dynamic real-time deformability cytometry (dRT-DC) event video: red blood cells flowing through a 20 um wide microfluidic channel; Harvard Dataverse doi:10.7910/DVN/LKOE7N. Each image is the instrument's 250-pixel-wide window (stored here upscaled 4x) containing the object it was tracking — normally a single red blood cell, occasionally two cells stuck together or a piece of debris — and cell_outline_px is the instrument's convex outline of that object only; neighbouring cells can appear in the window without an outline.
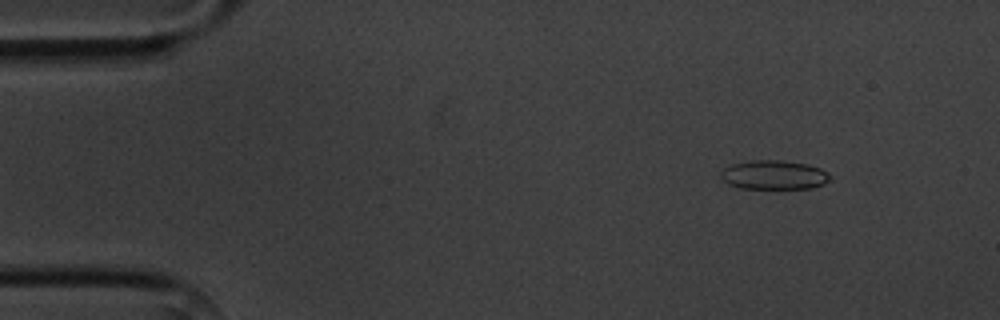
{"species": "common noctule bat (a hibernating species)", "species_latin": "Nyctalus noctula", "temperature_condition": "cold", "stored_images_in_passage": 8, "camera_frame_rate_fps": 3000, "um_per_image_px": 0.085, "animal": {"sex": "male", "body_mass_g": 20.1, "forearm_length_mm": 53.5}, "frame": {"image": 1, "passage_image": 2, "time_ms": 1.0, "image_size_px": [1000, 320], "cell_outline_px": [[832, 176], [824, 184], [812, 188], [740, 188], [728, 184], [720, 176], [720, 172], [724, 168], [732, 164], [752, 160], [784, 160], [808, 164], [820, 168], [828, 172]], "centroid_in_image_um": [65.8, 14.86], "position_along_channel_um": 19.2, "area_um2": 18.61}}
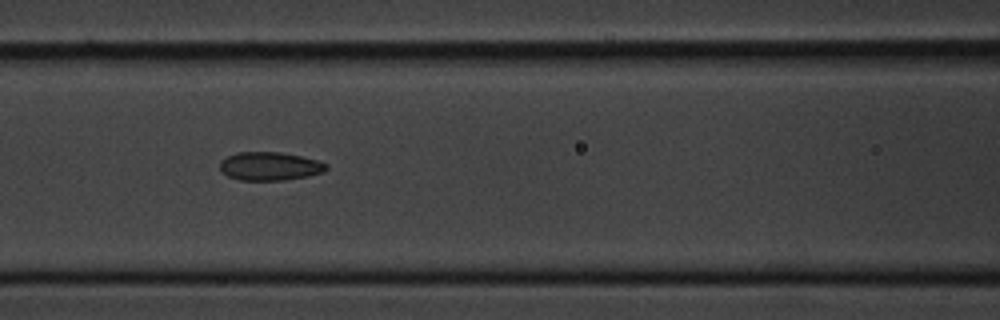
{"frame": {"image": 2, "passage_image": 7, "time_ms": 6.667, "image_size_px": [1000, 320], "cell_outline_px": [[328, 168], [324, 172], [308, 176], [284, 180], [240, 180], [228, 176], [220, 168], [220, 160], [236, 152], [280, 152], [300, 156], [316, 160], [328, 164]], "centroid_in_image_um": [22.94, 14.12], "position_along_channel_um": 143.7, "area_um2": 17.57}}
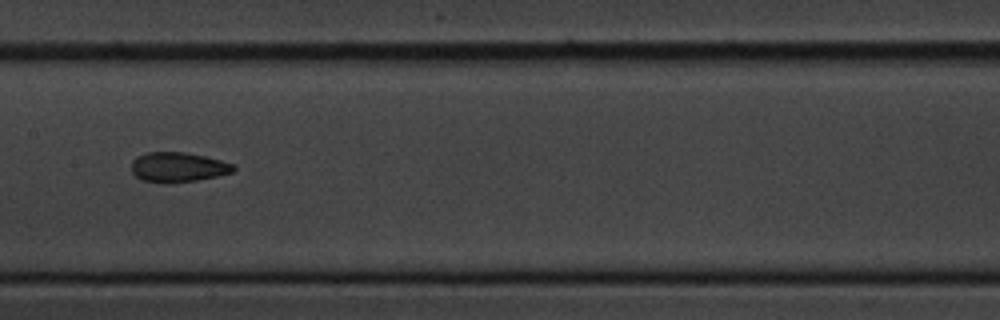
{"frame": {"image": 3, "passage_image": 8, "time_ms": 8.0, "image_size_px": [1000, 320], "cell_outline_px": [[236, 168], [232, 172], [216, 176], [196, 180], [172, 184], [164, 184], [140, 180], [132, 172], [132, 160], [136, 156], [148, 152], [184, 152], [204, 156], [220, 160], [232, 164]], "centroid_in_image_um": [15.08, 14.22], "position_along_channel_um": 192.3, "area_um2": 17.86}}